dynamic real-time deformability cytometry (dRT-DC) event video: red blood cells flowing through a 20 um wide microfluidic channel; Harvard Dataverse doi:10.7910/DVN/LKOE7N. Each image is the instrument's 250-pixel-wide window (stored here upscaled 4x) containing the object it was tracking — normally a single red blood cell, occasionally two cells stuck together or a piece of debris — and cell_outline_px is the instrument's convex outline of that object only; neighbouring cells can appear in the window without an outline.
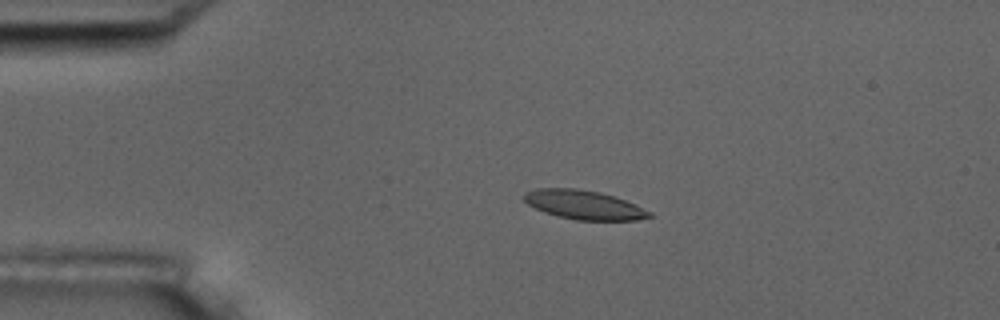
{"species": "common noctule bat (a hibernating species)", "species_latin": "Nyctalus noctula", "temperature_condition": "room temperature", "stored_images_in_passage": 3, "camera_frame_rate_fps": 3000, "um_per_image_px": 0.085, "animal": {"sex": "male", "body_mass_g": 17.5, "forearm_length_mm": 52.3}, "frame": {"image": 1, "passage_image": 2, "time_ms": 1.0, "image_size_px": [1000, 320], "cell_outline_px": [[652, 216], [636, 220], [576, 220], [544, 212], [528, 204], [520, 196], [524, 192], [536, 188], [576, 188], [600, 192], [636, 204], [652, 212]], "centroid_in_image_um": [49.6, 17.4], "position_along_channel_um": 35.4, "area_um2": 21.21}}